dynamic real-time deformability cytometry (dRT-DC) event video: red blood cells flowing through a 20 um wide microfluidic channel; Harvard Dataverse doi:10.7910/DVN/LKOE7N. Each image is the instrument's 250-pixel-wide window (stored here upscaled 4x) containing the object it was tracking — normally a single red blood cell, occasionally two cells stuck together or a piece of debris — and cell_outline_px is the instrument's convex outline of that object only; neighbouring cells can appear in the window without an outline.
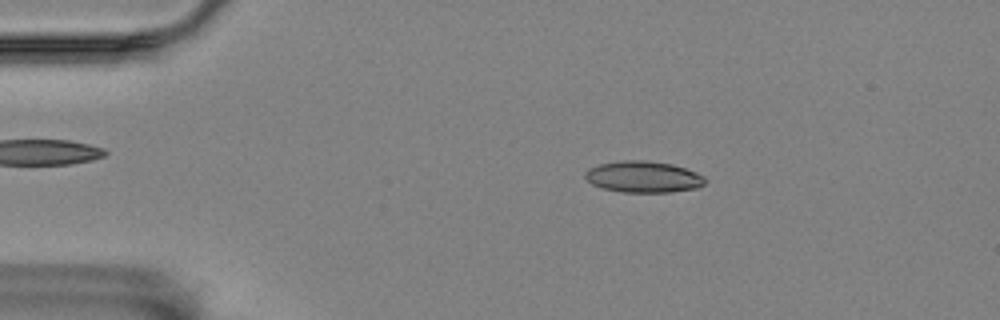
{"species": "Egyptian fruit bat (a non-hibernating species)", "species_latin": "Rousettus aegyptiacus", "temperature_condition": "room temperature", "stored_images_in_passage": 3, "camera_frame_rate_fps": 3000, "um_per_image_px": 0.085, "animal": {"sex": "female"}, "frame": {"image": 1, "passage_image": 2, "time_ms": 0.333, "image_size_px": [1000, 320], "cell_outline_px": [[708, 180], [700, 188], [672, 192], [620, 192], [600, 188], [592, 184], [584, 176], [584, 172], [588, 168], [600, 164], [620, 160], [644, 160], [672, 164], [696, 172], [704, 176]], "centroid_in_image_um": [54.69, 15.04], "position_along_channel_um": 30.3, "area_um2": 22.25}}